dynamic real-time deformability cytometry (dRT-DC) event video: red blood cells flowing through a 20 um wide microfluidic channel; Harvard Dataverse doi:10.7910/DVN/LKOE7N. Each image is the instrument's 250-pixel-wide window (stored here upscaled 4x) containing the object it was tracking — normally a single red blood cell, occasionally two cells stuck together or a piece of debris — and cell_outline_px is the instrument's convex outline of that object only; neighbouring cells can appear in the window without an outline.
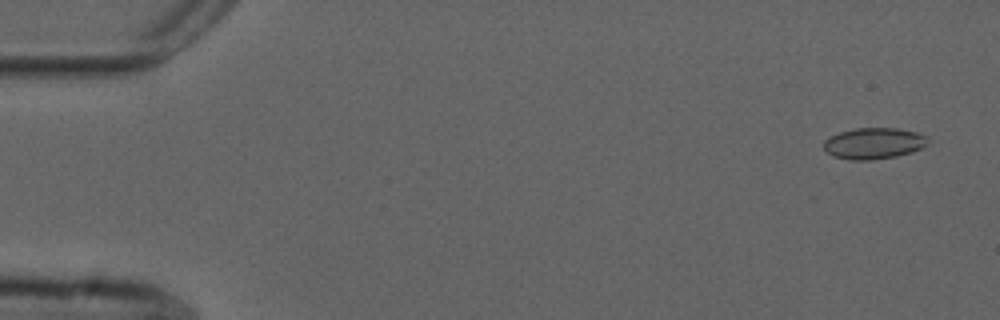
{"species": "common noctule bat (a hibernating species)", "species_latin": "Nyctalus noctula", "temperature_condition": "cold", "stored_images_in_passage": 8, "camera_frame_rate_fps": 3000, "um_per_image_px": 0.085, "animal": {"sex": "male", "forearm_length_mm": 52.5}, "frame": {"image": 1, "passage_image": 3, "time_ms": 0.667, "image_size_px": [1000, 320], "cell_outline_px": [[928, 144], [912, 152], [896, 156], [872, 160], [852, 160], [832, 156], [824, 148], [824, 140], [840, 132], [856, 128], [896, 128], [916, 132], [928, 136]], "centroid_in_image_um": [74.29, 12.19], "position_along_channel_um": 10.7, "area_um2": 18.9}}